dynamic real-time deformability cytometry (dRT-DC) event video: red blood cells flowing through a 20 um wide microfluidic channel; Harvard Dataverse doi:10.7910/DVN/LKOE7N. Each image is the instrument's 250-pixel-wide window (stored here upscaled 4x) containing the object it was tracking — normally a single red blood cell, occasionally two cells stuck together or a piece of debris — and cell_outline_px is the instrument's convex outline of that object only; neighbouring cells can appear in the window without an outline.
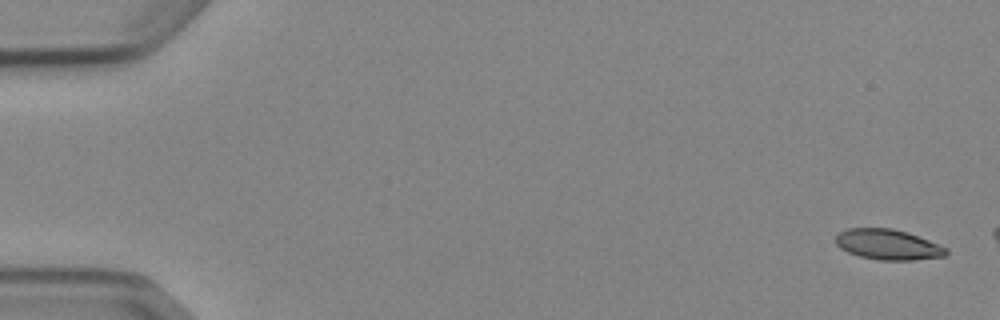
{"species": "Egyptian fruit bat (a non-hibernating species)", "species_latin": "Rousettus aegyptiacus", "temperature_condition": "cold", "stored_images_in_passage": 3, "camera_frame_rate_fps": 3000, "um_per_image_px": 0.085, "animal": {"sex": "female"}, "frame": {"image": 1, "passage_image": 1, "time_ms": 0.0, "image_size_px": [1000, 320], "cell_outline_px": [[948, 252], [944, 256], [916, 260], [880, 260], [860, 256], [848, 252], [840, 248], [836, 244], [836, 236], [840, 232], [848, 228], [892, 228], [908, 232], [940, 244], [948, 248]], "centroid_in_image_um": [75.51, 20.78], "position_along_channel_um": 9.5, "area_um2": 19.65}}